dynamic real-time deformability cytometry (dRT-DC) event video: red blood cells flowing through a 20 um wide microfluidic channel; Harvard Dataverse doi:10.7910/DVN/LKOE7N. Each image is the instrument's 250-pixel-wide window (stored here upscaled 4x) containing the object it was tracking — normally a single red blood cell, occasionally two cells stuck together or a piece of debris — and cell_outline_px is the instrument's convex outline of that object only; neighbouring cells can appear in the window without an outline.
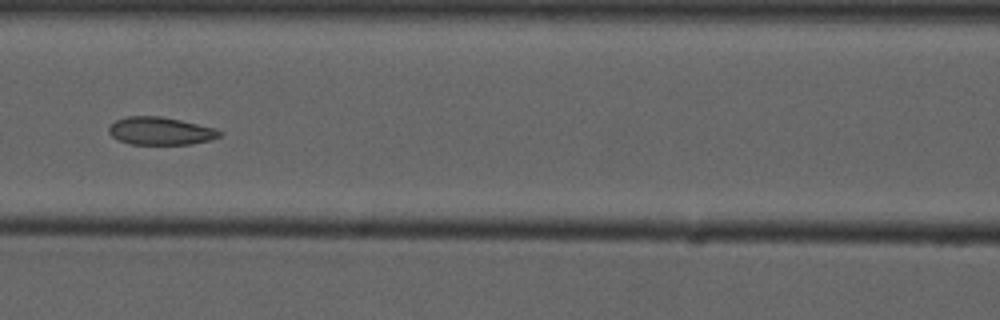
{"species": "common noctule bat (a hibernating species)", "species_latin": "Nyctalus noctula", "temperature_condition": "cold", "stored_images_in_passage": 9, "camera_frame_rate_fps": 3000, "um_per_image_px": 0.085, "animal": {"sex": "male", "forearm_length_mm": 52.5}, "frame": {"image": 1, "passage_image": 6, "time_ms": 7.0, "image_size_px": [1000, 320], "cell_outline_px": [[224, 132], [220, 136], [212, 140], [192, 144], [128, 144], [112, 136], [108, 132], [108, 128], [116, 120], [128, 116], [160, 116], [180, 120], [216, 128]], "centroid_in_image_um": [13.68, 11.14], "position_along_channel_um": 152.9, "area_um2": 17.98}}
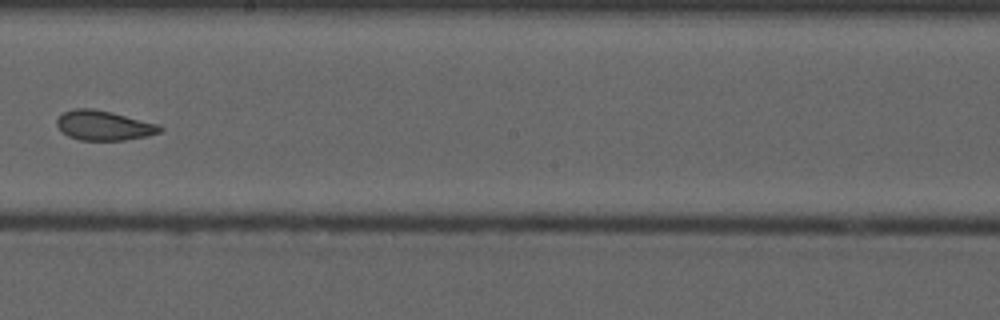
{"frame": {"image": 2, "passage_image": 8, "time_ms": 9.333, "image_size_px": [1000, 320], "cell_outline_px": [[164, 128], [160, 132], [148, 136], [124, 140], [80, 140], [68, 136], [56, 124], [56, 120], [64, 112], [72, 108], [92, 108], [112, 112], [160, 124]], "centroid_in_image_um": [8.86, 10.66], "position_along_channel_um": 239.3, "area_um2": 17.92}}
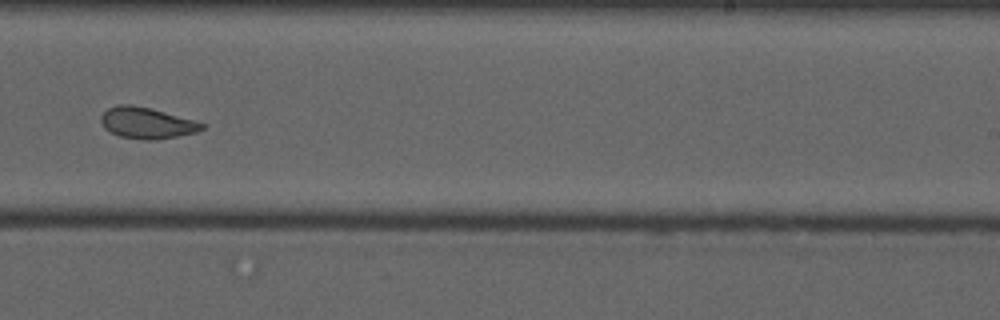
{"frame": {"image": 3, "passage_image": 9, "time_ms": 10.333, "image_size_px": [1000, 320], "cell_outline_px": [[204, 128], [196, 132], [156, 140], [144, 140], [120, 136], [104, 128], [100, 120], [100, 116], [108, 108], [120, 104], [132, 104], [148, 108], [192, 120], [204, 124]], "centroid_in_image_um": [12.42, 10.46], "position_along_channel_um": 276.6, "area_um2": 17.98}}